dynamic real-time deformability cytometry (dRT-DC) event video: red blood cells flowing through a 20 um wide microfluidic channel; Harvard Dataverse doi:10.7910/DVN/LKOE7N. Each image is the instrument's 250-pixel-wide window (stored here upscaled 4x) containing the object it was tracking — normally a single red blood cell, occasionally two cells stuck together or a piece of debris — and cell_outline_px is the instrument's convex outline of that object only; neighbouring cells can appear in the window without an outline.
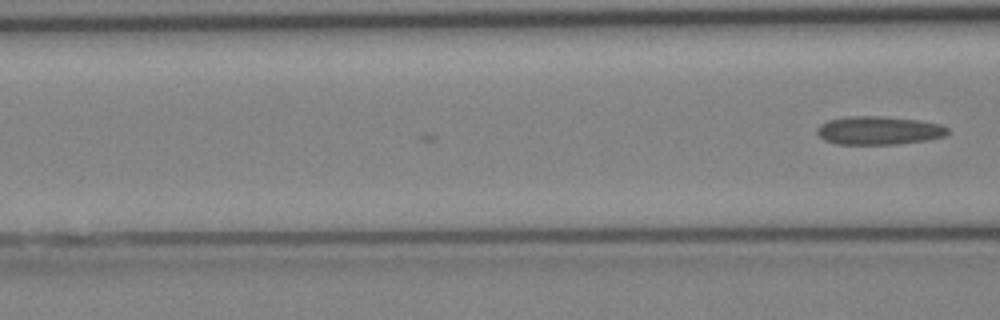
{"species": "Egyptian fruit bat (a non-hibernating species)", "species_latin": "Rousettus aegyptiacus", "temperature_condition": "cold", "stored_images_in_passage": 4, "camera_frame_rate_fps": 3000, "um_per_image_px": 0.085, "animal": {"sex": "female"}, "frame": {"image": 1, "passage_image": 4, "time_ms": 1.0, "image_size_px": [1000, 320], "cell_outline_px": [[948, 132], [944, 136], [928, 140], [896, 144], [836, 144], [824, 140], [816, 132], [816, 128], [820, 124], [828, 120], [848, 116], [880, 116], [920, 120], [940, 124], [948, 128]], "centroid_in_image_um": [74.68, 11.09], "position_along_channel_um": 91.9, "area_um2": 21.68}}